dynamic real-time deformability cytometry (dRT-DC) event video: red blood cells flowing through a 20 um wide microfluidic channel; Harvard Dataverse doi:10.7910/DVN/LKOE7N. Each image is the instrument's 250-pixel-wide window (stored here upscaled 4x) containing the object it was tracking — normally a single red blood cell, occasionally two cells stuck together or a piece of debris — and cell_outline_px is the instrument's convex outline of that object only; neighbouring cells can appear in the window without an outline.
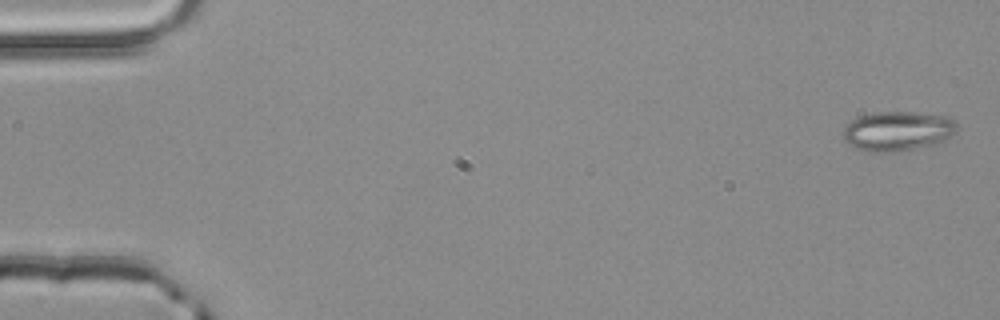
{"species": "common noctule bat (a hibernating species)", "species_latin": "Nyctalus noctula", "temperature_condition": "room temperature", "stored_images_in_passage": 49, "camera_frame_rate_fps": 3000, "um_per_image_px": 0.085, "animal": {"sex": "male", "body_mass_g": 20.4}, "frame": {"image": 1, "passage_image": 2, "time_ms": 0.333, "image_size_px": [1000, 320], "cell_outline_px": [[956, 132], [952, 136], [944, 140], [932, 144], [916, 148], [888, 152], [872, 152], [856, 148], [844, 140], [840, 136], [844, 128], [852, 120], [860, 116], [876, 112], [916, 112], [944, 116], [952, 120], [956, 124]], "centroid_in_image_um": [76.26, 11.14], "position_along_channel_um": 8.7, "area_um2": 26.01}}
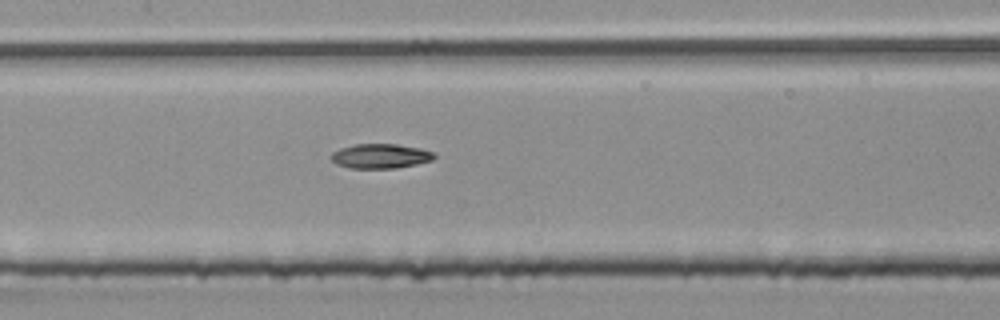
{"frame": {"image": 2, "passage_image": 26, "time_ms": 8.333, "image_size_px": [1000, 320], "cell_outline_px": [[436, 156], [432, 160], [416, 164], [396, 168], [348, 168], [336, 164], [328, 156], [332, 152], [340, 148], [356, 144], [396, 144], [420, 148], [436, 152]], "centroid_in_image_um": [32.33, 13.26], "position_along_channel_um": 175.1, "area_um2": 14.91}}
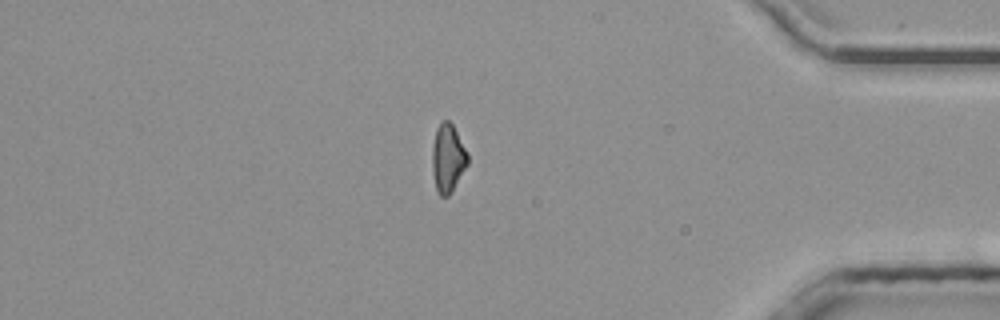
{"frame": {"image": 3, "passage_image": 45, "time_ms": 14.667, "image_size_px": [1000, 320], "cell_outline_px": [[468, 164], [452, 192], [448, 196], [440, 196], [436, 192], [432, 168], [432, 148], [436, 128], [444, 120], [448, 120], [452, 124], [468, 152]], "centroid_in_image_um": [38.07, 13.47], "position_along_channel_um": 397.1, "area_um2": 14.22}}